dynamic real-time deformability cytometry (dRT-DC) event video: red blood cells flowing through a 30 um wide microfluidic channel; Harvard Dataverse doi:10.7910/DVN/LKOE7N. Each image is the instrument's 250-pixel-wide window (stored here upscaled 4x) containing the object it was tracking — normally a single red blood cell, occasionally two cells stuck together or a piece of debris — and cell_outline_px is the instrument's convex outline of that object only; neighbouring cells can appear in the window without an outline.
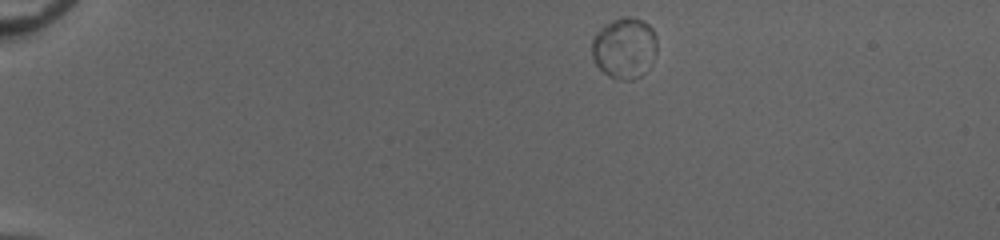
{"species": "common noctule bat (a hibernating species)", "species_latin": "Nyctalus noctula", "temperature_condition": "cold", "stored_images_in_passage": 43, "camera_frame_rate_fps": 3000, "um_per_image_px": 0.085, "animal": {"sex": "female", "body_mass_g": 20.0, "forearm_length_mm": 54.0}, "frame": {"image": 1, "passage_image": 1, "time_ms": 0.0, "image_size_px": [1000, 240], "cell_outline_px": [[656, 56], [652, 64], [640, 76], [632, 80], [620, 80], [608, 76], [592, 60], [592, 40], [596, 32], [604, 24], [620, 16], [632, 16], [644, 20], [652, 28], [656, 36]], "centroid_in_image_um": [53.08, 4.06], "position_along_channel_um": 31.9, "area_um2": 23.64}}
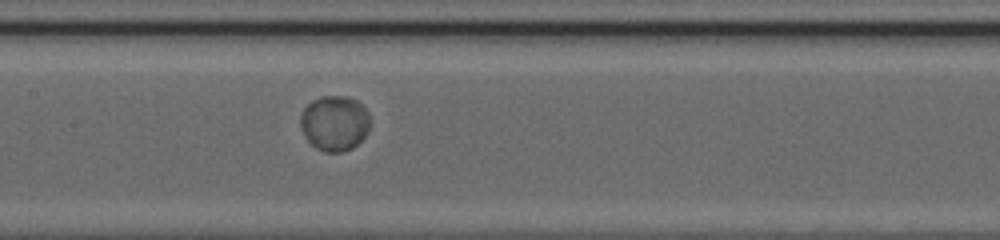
{"frame": {"image": 2, "passage_image": 19, "time_ms": 6.0, "image_size_px": [1000, 240], "cell_outline_px": [[368, 132], [352, 148], [340, 152], [324, 152], [316, 148], [304, 136], [300, 128], [300, 116], [304, 108], [312, 100], [320, 96], [348, 96], [356, 100], [368, 112]], "centroid_in_image_um": [28.4, 10.46], "position_along_channel_um": 179.0, "area_um2": 22.37}}
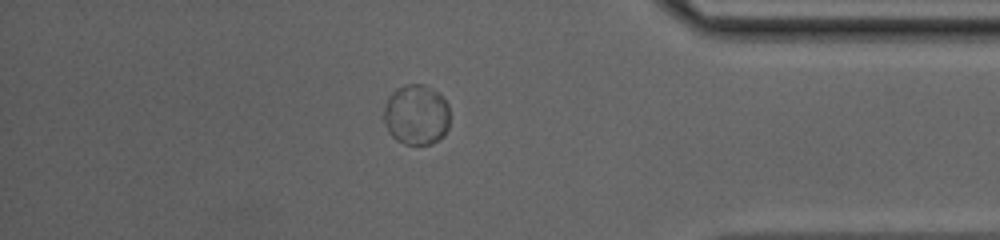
{"frame": {"image": 3, "passage_image": 37, "time_ms": 12.0, "image_size_px": [1000, 240], "cell_outline_px": [[448, 128], [444, 136], [440, 140], [432, 144], [404, 144], [396, 140], [388, 132], [384, 120], [384, 108], [388, 96], [396, 88], [404, 84], [420, 84], [436, 92], [448, 104]], "centroid_in_image_um": [35.37, 9.78], "position_along_channel_um": 399.8, "area_um2": 23.24}, "authors_computed_cell_mechanics": {"area_um2": 22.4842, "velocity_mm_per_s": 3.9798, "shape_relaxation_time_tau1_ms": 0.6627, "shape_relaxation_time_tau2_ms": null, "deformation_change_tau1": 0.013, "deformation_change_tau2": null}}